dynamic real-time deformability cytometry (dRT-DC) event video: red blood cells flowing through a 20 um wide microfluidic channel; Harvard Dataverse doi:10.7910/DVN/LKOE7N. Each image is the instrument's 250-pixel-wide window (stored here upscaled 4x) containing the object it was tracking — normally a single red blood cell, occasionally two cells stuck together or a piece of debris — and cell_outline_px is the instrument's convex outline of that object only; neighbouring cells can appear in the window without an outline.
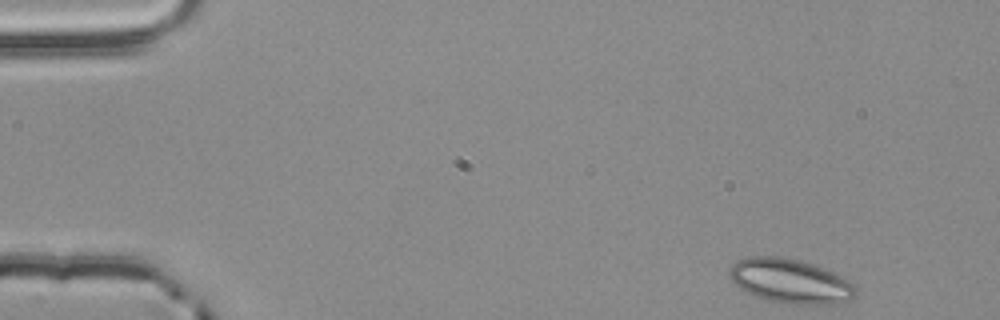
{"species": "common noctule bat (a hibernating species)", "species_latin": "Nyctalus noctula", "temperature_condition": "room temperature", "stored_images_in_passage": 2, "camera_frame_rate_fps": 3000, "um_per_image_px": 0.085, "animal": {"sex": "male", "body_mass_g": 20.4}, "frame": {"image": 1, "passage_image": 1, "time_ms": 0.0, "image_size_px": [1000, 320], "cell_outline_px": [[856, 292], [848, 300], [836, 304], [788, 304], [768, 300], [756, 296], [740, 288], [728, 276], [728, 272], [732, 264], [736, 260], [748, 256], [780, 256], [804, 260], [816, 264], [848, 280], [856, 288]], "centroid_in_image_um": [67.14, 23.87], "position_along_channel_um": 17.9, "area_um2": 32.77}}